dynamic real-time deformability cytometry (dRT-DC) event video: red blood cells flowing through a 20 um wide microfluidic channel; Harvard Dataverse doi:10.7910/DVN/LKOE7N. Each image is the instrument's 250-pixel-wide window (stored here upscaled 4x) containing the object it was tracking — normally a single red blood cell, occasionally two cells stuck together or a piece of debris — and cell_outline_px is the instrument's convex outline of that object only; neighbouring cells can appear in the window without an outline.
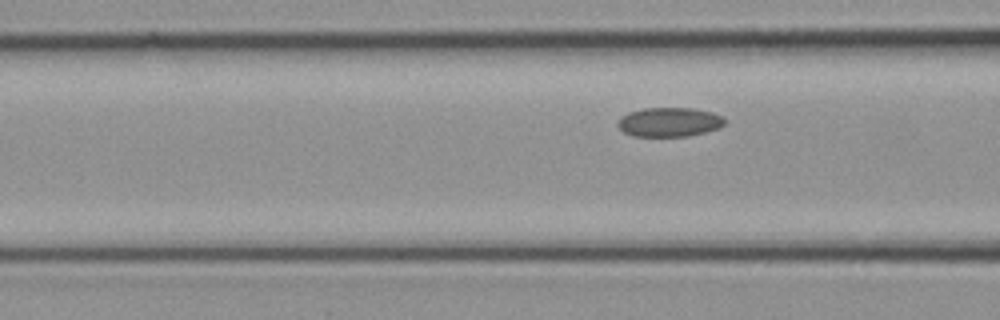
{"species": "common noctule bat (a hibernating species)", "species_latin": "Nyctalus noctula", "temperature_condition": "cold", "stored_images_in_passage": 4, "camera_frame_rate_fps": 3000, "um_per_image_px": 0.085, "animal": {"sex": "female", "body_mass_g": 21.9}, "frame": {"image": 1, "passage_image": 4, "time_ms": 1.0, "image_size_px": [1000, 320], "cell_outline_px": [[728, 120], [720, 128], [688, 136], [632, 136], [624, 132], [616, 124], [620, 116], [628, 112], [644, 108], [692, 108], [712, 112], [724, 116]], "centroid_in_image_um": [56.91, 10.37], "position_along_channel_um": 109.7, "area_um2": 18.44}}